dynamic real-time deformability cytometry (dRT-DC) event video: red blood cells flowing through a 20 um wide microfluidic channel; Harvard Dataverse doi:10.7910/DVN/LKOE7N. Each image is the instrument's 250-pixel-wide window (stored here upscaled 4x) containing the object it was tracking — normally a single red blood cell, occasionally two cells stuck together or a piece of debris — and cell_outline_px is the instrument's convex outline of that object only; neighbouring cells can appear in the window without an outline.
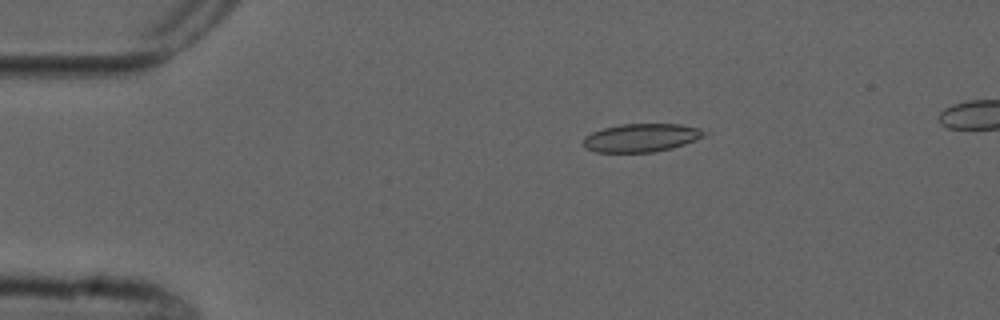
{"species": "common noctule bat (a hibernating species)", "species_latin": "Nyctalus noctula", "temperature_condition": "cold", "stored_images_in_passage": 5, "camera_frame_rate_fps": 3000, "um_per_image_px": 0.085, "animal": {"sex": "male", "forearm_length_mm": 52.5}, "frame": {"image": 1, "passage_image": 3, "time_ms": 2.333, "image_size_px": [1000, 320], "cell_outline_px": [[712, 132], [696, 140], [672, 148], [652, 152], [596, 152], [588, 148], [584, 144], [584, 136], [592, 132], [604, 128], [620, 124], [680, 124], [700, 128]], "centroid_in_image_um": [54.57, 11.7], "position_along_channel_um": 30.4, "area_um2": 19.94}}